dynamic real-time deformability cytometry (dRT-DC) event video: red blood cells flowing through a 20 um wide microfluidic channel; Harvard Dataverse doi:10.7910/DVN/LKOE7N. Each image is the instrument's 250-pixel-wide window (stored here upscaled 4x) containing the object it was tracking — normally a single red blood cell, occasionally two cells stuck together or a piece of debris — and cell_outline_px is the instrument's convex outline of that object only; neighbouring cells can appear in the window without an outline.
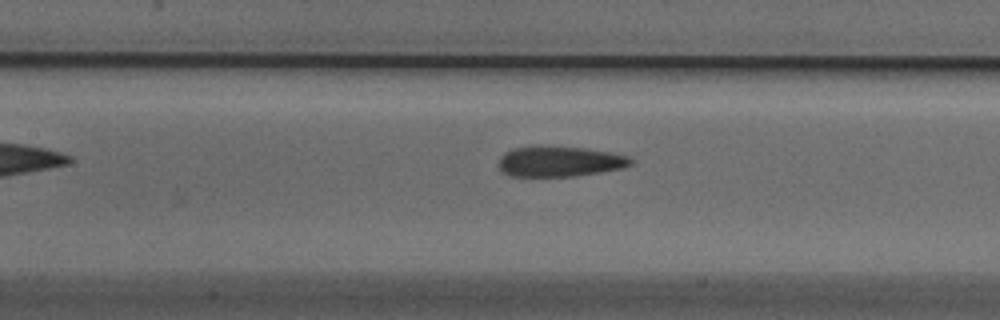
{"species": "Egyptian fruit bat (a non-hibernating species)", "species_latin": "Rousettus aegyptiacus", "temperature_condition": "cold", "stored_images_in_passage": 4, "camera_frame_rate_fps": 3000, "um_per_image_px": 0.085, "animal": {"sex": "male"}, "frame": {"image": 1, "passage_image": 4, "time_ms": 1.0, "image_size_px": [1000, 320], "cell_outline_px": [[632, 164], [624, 168], [600, 172], [572, 176], [508, 176], [500, 172], [496, 164], [500, 156], [504, 152], [512, 148], [544, 144], [584, 148], [612, 152], [628, 156], [632, 160]], "centroid_in_image_um": [47.49, 13.7], "position_along_channel_um": 159.9, "area_um2": 24.16}}